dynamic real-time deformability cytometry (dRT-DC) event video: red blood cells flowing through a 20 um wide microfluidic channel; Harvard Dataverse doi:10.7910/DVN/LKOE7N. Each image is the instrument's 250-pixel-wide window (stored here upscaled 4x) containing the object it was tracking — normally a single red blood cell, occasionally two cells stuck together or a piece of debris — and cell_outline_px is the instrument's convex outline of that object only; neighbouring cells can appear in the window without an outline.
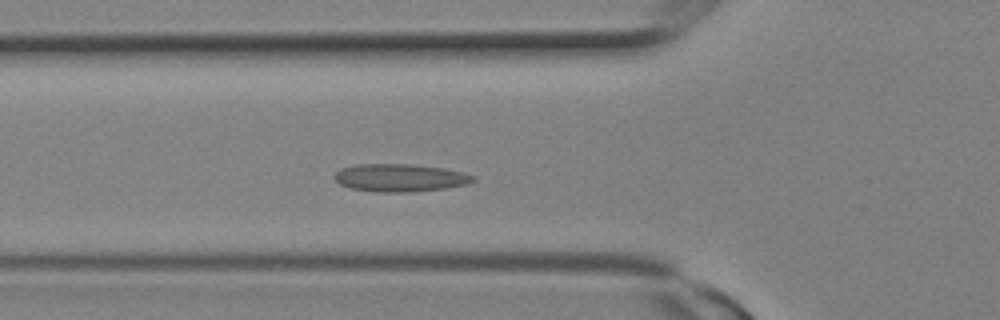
{"species": "Egyptian fruit bat (a non-hibernating species)", "species_latin": "Rousettus aegyptiacus", "temperature_condition": "room temperature", "stored_images_in_passage": 6, "camera_frame_rate_fps": 3000, "um_per_image_px": 0.085, "animal": {"sex": "female"}, "frame": {"image": 1, "passage_image": 6, "time_ms": 1.667, "image_size_px": [1000, 320], "cell_outline_px": [[476, 180], [468, 184], [444, 188], [412, 192], [376, 192], [348, 188], [340, 184], [332, 176], [340, 168], [356, 164], [408, 164], [444, 168], [464, 172], [476, 176]], "centroid_in_image_um": [33.99, 15.11], "position_along_channel_um": 91.8, "area_um2": 22.66}}